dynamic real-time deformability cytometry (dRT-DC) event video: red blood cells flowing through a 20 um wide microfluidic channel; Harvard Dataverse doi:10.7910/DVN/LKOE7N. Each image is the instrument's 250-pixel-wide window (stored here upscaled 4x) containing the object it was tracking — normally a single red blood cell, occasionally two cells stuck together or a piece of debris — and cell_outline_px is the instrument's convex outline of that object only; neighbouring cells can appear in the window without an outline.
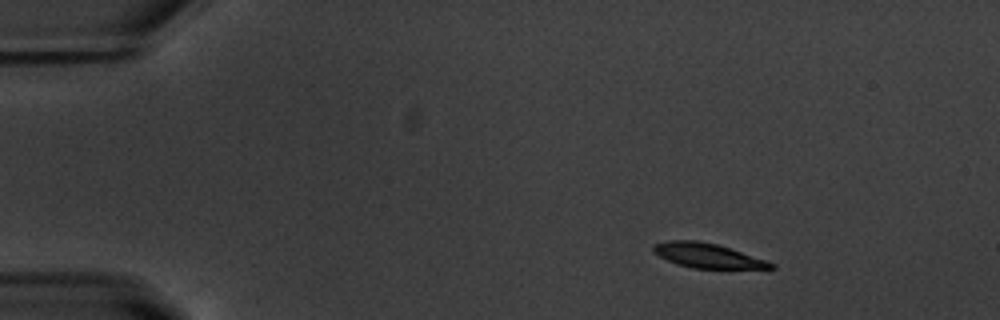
{"species": "common noctule bat (a hibernating species)", "species_latin": "Nyctalus noctula", "temperature_condition": "warm", "stored_images_in_passage": 54, "camera_frame_rate_fps": 3000, "um_per_image_px": 0.085, "animal": {"sex": "male", "body_mass_g": 20.1, "forearm_length_mm": 53.5}, "frame": {"image": 1, "passage_image": 8, "time_ms": 2.333, "image_size_px": [1000, 320], "cell_outline_px": [[776, 268], [692, 268], [676, 264], [652, 252], [652, 244], [668, 240], [696, 240], [716, 244], [776, 264]], "centroid_in_image_um": [60.05, 21.72], "position_along_channel_um": 25.0, "area_um2": 16.53}}
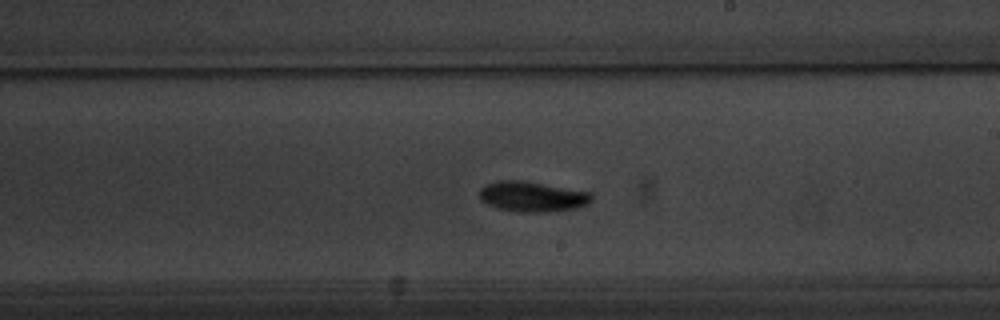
{"frame": {"image": 2, "passage_image": 32, "time_ms": 10.333, "image_size_px": [1000, 320], "cell_outline_px": [[592, 200], [588, 204], [576, 208], [548, 212], [516, 212], [500, 208], [488, 204], [480, 200], [480, 188], [496, 180], [524, 180], [592, 192]], "centroid_in_image_um": [45.27, 16.7], "position_along_channel_um": 243.7, "area_um2": 19.94}}
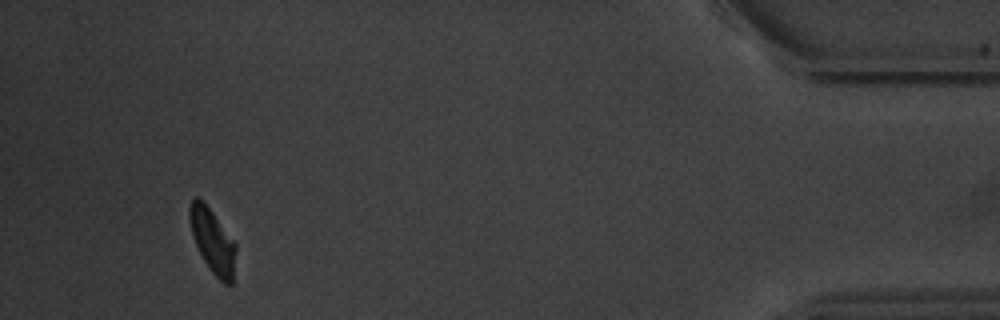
{"frame": {"image": 3, "passage_image": 51, "time_ms": 16.667, "image_size_px": [1000, 320], "cell_outline_px": [[236, 248], [232, 284], [224, 284], [212, 272], [204, 260], [192, 236], [188, 216], [188, 208], [192, 200], [196, 196], [212, 212], [236, 244]], "centroid_in_image_um": [18.06, 20.49], "position_along_channel_um": 417.1, "area_um2": 16.88}, "authors_computed_cell_mechanics": {"area_um2": 18.1492, "velocity_mm_per_s": 3.7548, "shape_relaxation_time_tau1_ms": 1.5801, "shape_relaxation_time_tau2_ms": null, "deformation_change_tau1": 0.1508, "deformation_change_tau2": null}}